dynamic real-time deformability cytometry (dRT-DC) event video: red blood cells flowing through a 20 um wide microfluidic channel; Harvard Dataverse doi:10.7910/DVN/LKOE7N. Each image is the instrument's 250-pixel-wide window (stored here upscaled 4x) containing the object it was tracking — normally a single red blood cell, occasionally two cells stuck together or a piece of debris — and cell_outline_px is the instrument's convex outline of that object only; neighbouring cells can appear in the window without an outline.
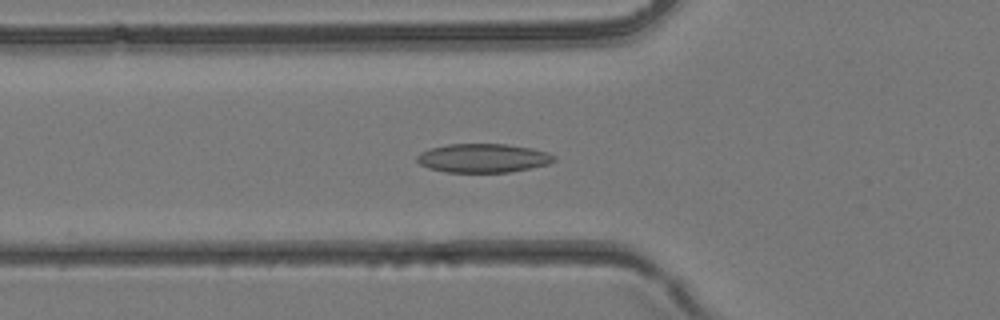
{"species": "common noctule bat (a hibernating species)", "species_latin": "Nyctalus noctula", "temperature_condition": "room temperature", "stored_images_in_passage": 39, "camera_frame_rate_fps": 3000, "um_per_image_px": 0.085, "animal": {"sex": "female", "body_mass_g": 24.6, "forearm_length_mm": 56.2}, "frame": {"image": 1, "passage_image": 14, "time_ms": 4.333, "image_size_px": [1000, 320], "cell_outline_px": [[556, 160], [548, 164], [508, 172], [444, 172], [428, 168], [420, 164], [416, 160], [416, 156], [420, 152], [428, 148], [448, 144], [504, 144], [532, 148], [548, 152], [556, 156]], "centroid_in_image_um": [41.03, 13.43], "position_along_channel_um": 84.8, "area_um2": 23.12}}
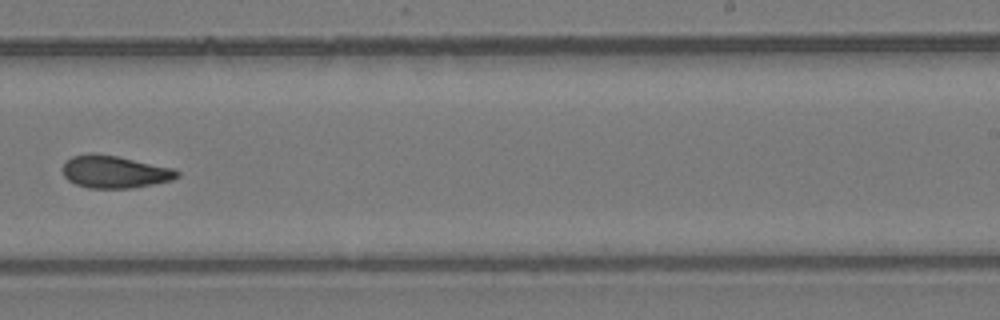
{"frame": {"image": 2, "passage_image": 25, "time_ms": 8.0, "image_size_px": [1000, 320], "cell_outline_px": [[180, 176], [172, 180], [132, 188], [88, 188], [76, 184], [68, 180], [64, 176], [60, 168], [64, 160], [72, 156], [116, 156], [176, 168], [180, 172]], "centroid_in_image_um": [9.77, 14.63], "position_along_channel_um": 279.2, "area_um2": 21.39}}
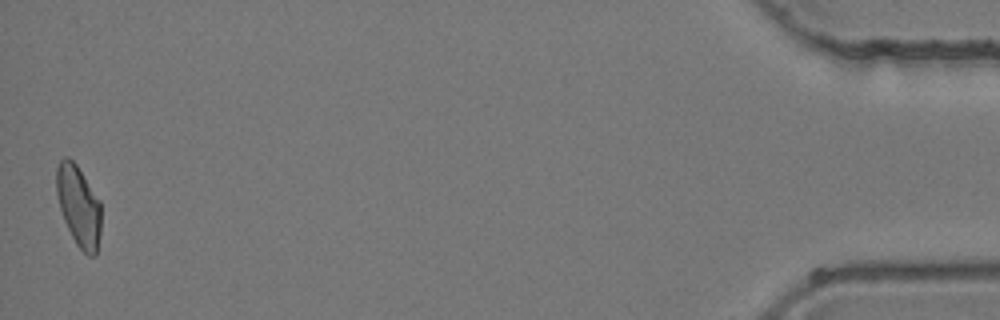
{"frame": {"image": 3, "passage_image": 39, "time_ms": 12.667, "image_size_px": [1000, 320], "cell_outline_px": [[100, 232], [96, 256], [88, 256], [76, 244], [64, 220], [60, 208], [56, 192], [56, 168], [60, 160], [64, 156], [68, 156], [76, 164], [100, 200]], "centroid_in_image_um": [6.68, 17.49], "position_along_channel_um": 428.5, "area_um2": 20.98}}